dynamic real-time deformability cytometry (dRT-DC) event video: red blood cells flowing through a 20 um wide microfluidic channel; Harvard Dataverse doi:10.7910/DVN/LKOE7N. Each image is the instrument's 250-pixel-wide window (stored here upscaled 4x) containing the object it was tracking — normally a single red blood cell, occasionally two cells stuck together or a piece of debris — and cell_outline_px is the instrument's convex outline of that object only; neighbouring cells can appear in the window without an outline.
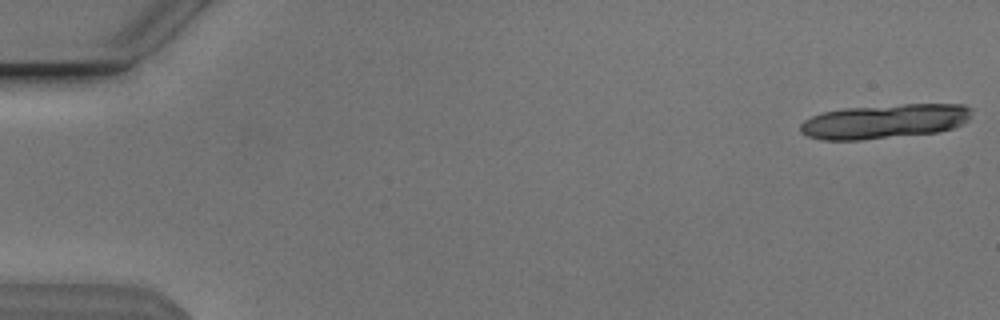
{"species": "Egyptian fruit bat (a non-hibernating species)", "species_latin": "Rousettus aegyptiacus", "temperature_condition": "cold", "stored_images_in_passage": 8, "camera_frame_rate_fps": 3000, "um_per_image_px": 0.085, "animal": {"sex": "male"}, "frame": {"image": 1, "passage_image": 1, "time_ms": 0.0, "image_size_px": [1000, 320], "cell_outline_px": [[972, 116], [968, 120], [952, 128], [940, 132], [860, 140], [824, 140], [808, 136], [800, 132], [800, 124], [804, 120], [812, 116], [824, 112], [844, 108], [900, 104], [964, 104], [972, 108]], "centroid_in_image_um": [75.21, 10.31], "position_along_channel_um": 9.8, "area_um2": 34.51}}